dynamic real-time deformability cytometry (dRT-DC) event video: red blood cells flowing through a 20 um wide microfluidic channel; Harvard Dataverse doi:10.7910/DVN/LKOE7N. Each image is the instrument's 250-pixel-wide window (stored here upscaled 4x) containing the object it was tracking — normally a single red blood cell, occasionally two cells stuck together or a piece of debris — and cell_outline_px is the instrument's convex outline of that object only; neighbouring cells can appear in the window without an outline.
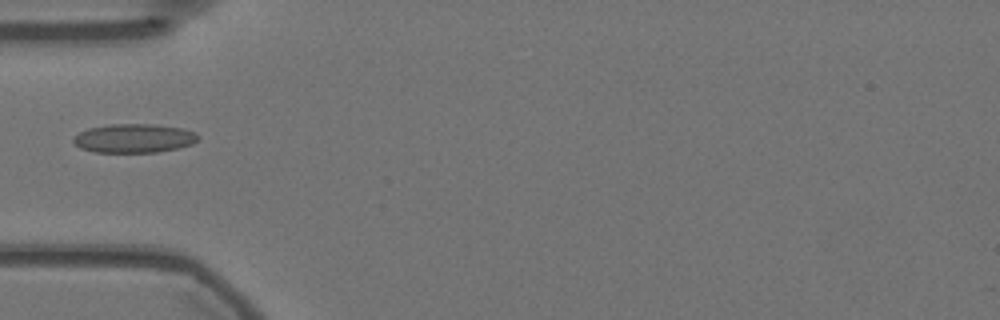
{"species": "Egyptian fruit bat (a non-hibernating species)", "species_latin": "Rousettus aegyptiacus", "temperature_condition": "warm", "stored_images_in_passage": 26, "camera_frame_rate_fps": 3000, "um_per_image_px": 0.085, "animal": {"sex": "female"}, "frame": {"image": 1, "passage_image": 1, "time_ms": 0.0, "image_size_px": [1000, 320], "cell_outline_px": [[200, 136], [192, 144], [176, 148], [156, 152], [96, 152], [80, 148], [72, 140], [80, 132], [88, 128], [108, 124], [156, 124], [184, 128], [196, 132]], "centroid_in_image_um": [11.42, 11.74], "position_along_channel_um": 73.6, "area_um2": 20.98}}
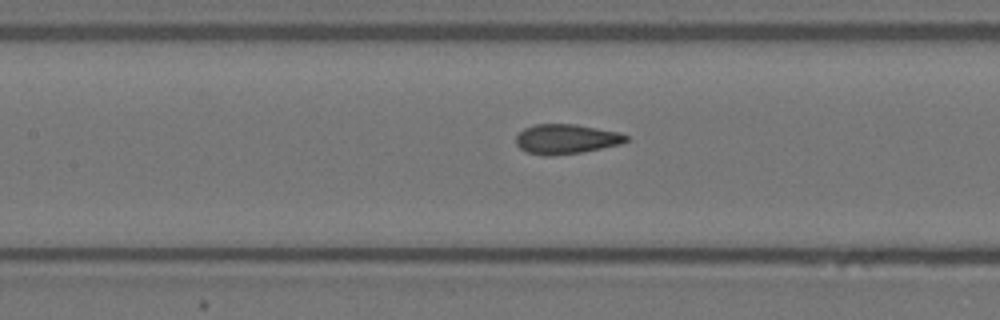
{"frame": {"image": 2, "passage_image": 8, "time_ms": 2.333, "image_size_px": [1000, 320], "cell_outline_px": [[628, 140], [620, 144], [580, 152], [552, 156], [544, 156], [528, 152], [520, 148], [516, 144], [516, 136], [524, 128], [536, 124], [576, 124], [620, 132], [628, 136]], "centroid_in_image_um": [48.11, 11.81], "position_along_channel_um": 159.3, "area_um2": 19.02}}
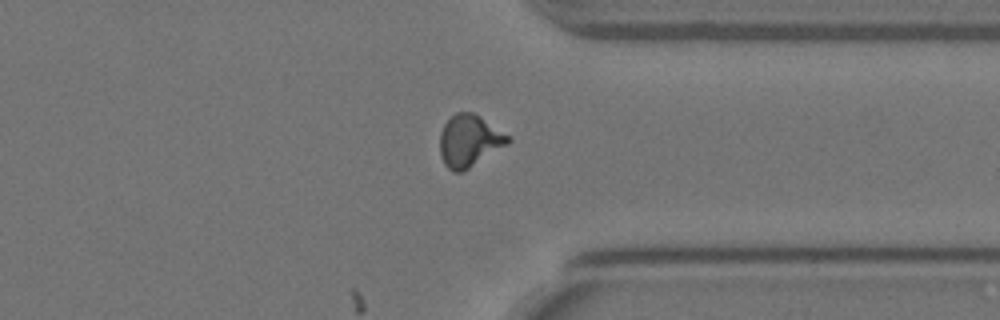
{"frame": {"image": 3, "passage_image": 26, "time_ms": 8.333, "image_size_px": [1000, 320], "cell_outline_px": [[512, 140], [508, 144], [464, 172], [452, 172], [444, 164], [440, 152], [440, 132], [444, 124], [456, 112], [472, 112], [480, 116], [512, 136]], "centroid_in_image_um": [39.92, 11.98], "position_along_channel_um": 371.5, "area_um2": 20.92}}